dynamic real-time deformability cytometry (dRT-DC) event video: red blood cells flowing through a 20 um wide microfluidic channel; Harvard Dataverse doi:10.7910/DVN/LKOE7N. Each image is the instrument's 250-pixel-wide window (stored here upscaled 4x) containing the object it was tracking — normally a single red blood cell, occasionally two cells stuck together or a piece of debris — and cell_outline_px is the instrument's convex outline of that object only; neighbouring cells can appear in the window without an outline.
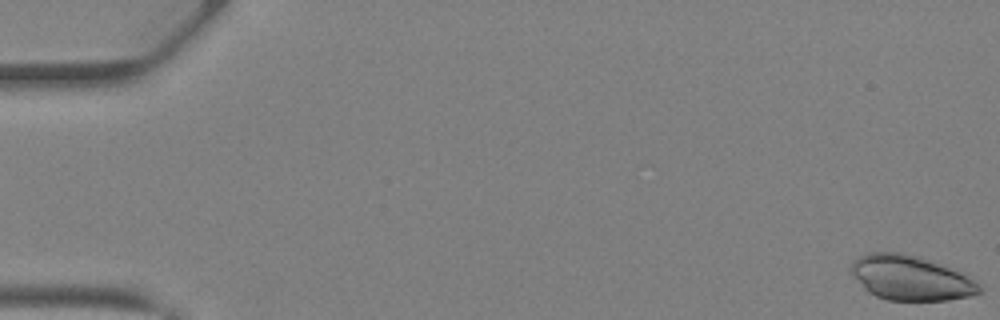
{"species": "Egyptian fruit bat (a non-hibernating species)", "species_latin": "Rousettus aegyptiacus", "temperature_condition": "warm", "stored_images_in_passage": 14, "camera_frame_rate_fps": 3000, "um_per_image_px": 0.085, "animal": {"sex": "female"}, "frame": {"image": 1, "passage_image": 1, "time_ms": 0.0, "image_size_px": [1000, 320], "cell_outline_px": [[984, 292], [968, 296], [948, 300], [888, 300], [876, 296], [868, 292], [864, 288], [848, 268], [852, 260], [868, 252], [904, 252], [920, 256], [964, 272], [980, 284], [984, 288]], "centroid_in_image_um": [77.44, 23.6], "position_along_channel_um": 7.6, "area_um2": 33.99}}